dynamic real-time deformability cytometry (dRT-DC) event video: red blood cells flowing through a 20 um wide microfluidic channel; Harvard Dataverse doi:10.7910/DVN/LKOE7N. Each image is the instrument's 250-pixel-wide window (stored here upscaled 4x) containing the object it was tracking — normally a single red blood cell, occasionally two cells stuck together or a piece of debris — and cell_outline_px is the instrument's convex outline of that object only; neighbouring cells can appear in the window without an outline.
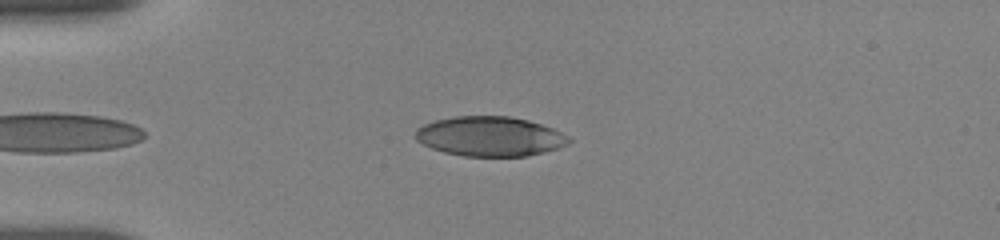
{"species": "human", "species_latin": "Homo sapiens", "temperature_condition": "room temperature", "stored_images_in_passage": 38, "camera_frame_rate_fps": 3000, "um_per_image_px": 0.085, "donor": {"sex": "female"}, "frame": {"image": 1, "passage_image": 2, "time_ms": 0.333, "image_size_px": [1000, 240], "cell_outline_px": [[572, 140], [568, 144], [544, 152], [528, 156], [464, 156], [444, 152], [432, 148], [416, 140], [412, 136], [416, 128], [424, 124], [436, 120], [452, 116], [508, 116], [528, 120], [552, 128], [568, 136]], "centroid_in_image_um": [41.61, 11.59], "position_along_channel_um": 43.4, "area_um2": 35.55}}
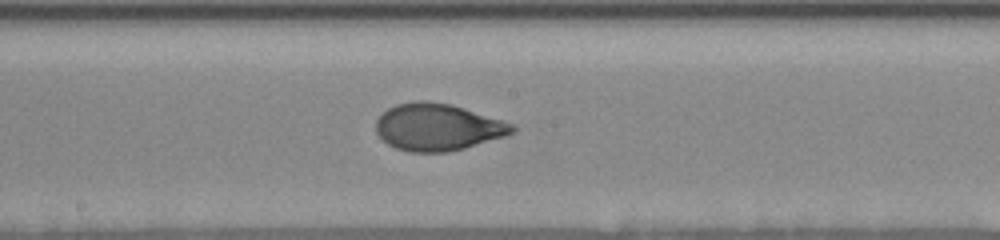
{"frame": {"image": 2, "passage_image": 18, "time_ms": 5.667, "image_size_px": [1000, 240], "cell_outline_px": [[516, 132], [508, 136], [464, 148], [448, 152], [408, 152], [396, 148], [388, 144], [376, 132], [376, 120], [388, 108], [396, 104], [416, 100], [424, 100], [452, 104], [516, 124]], "centroid_in_image_um": [37.25, 10.8], "position_along_channel_um": 210.9, "area_um2": 37.69}}
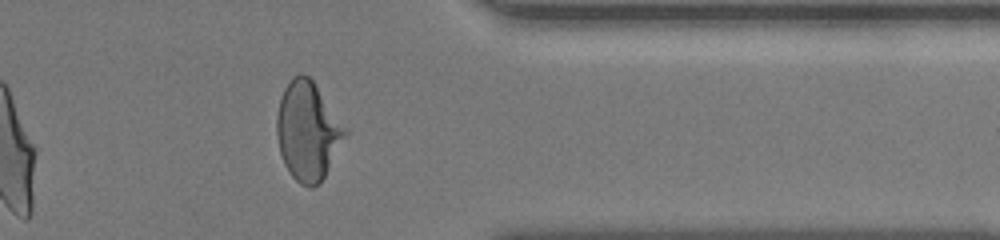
{"frame": {"image": 3, "passage_image": 33, "time_ms": 10.667, "image_size_px": [1000, 240], "cell_outline_px": [[348, 132], [320, 184], [312, 188], [308, 188], [300, 184], [292, 176], [284, 164], [280, 152], [276, 136], [276, 116], [280, 96], [284, 88], [292, 76], [300, 72], [308, 76], [312, 80], [348, 128]], "centroid_in_image_um": [26.15, 11.13], "position_along_channel_um": 385.3, "area_um2": 39.54}, "authors_computed_cell_mechanics": {"area_um2": 37.2521, "velocity_mm_per_s": 3.6584, "shape_relaxation_time_tau1_ms": 3.5527, "shape_relaxation_time_tau2_ms": 0.8374, "deformation_change_tau1": 0.1909, "deformation_change_tau2": 0.0516}}